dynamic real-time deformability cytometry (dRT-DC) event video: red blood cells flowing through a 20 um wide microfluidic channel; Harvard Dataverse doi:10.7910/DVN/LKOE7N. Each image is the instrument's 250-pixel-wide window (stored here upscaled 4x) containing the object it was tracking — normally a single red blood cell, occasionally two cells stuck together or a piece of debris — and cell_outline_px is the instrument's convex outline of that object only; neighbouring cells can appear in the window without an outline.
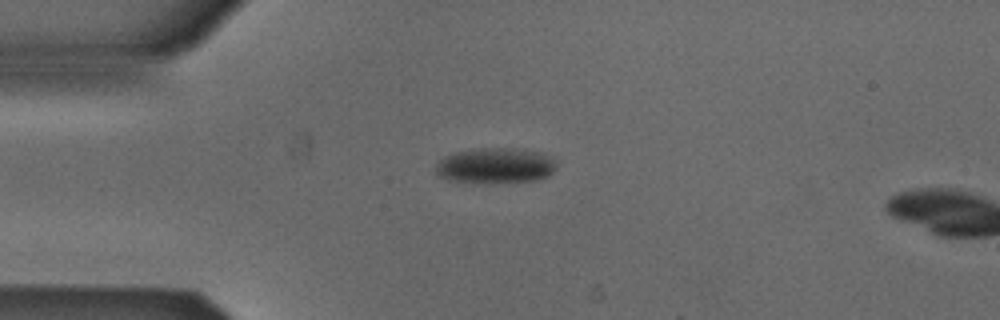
{"species": "Egyptian fruit bat (a non-hibernating species)", "species_latin": "Rousettus aegyptiacus", "temperature_condition": "cold", "stored_images_in_passage": 14, "camera_frame_rate_fps": 3000, "um_per_image_px": 0.085, "animal": {"sex": "male"}, "frame": {"image": 1, "passage_image": 12, "time_ms": 3.667, "image_size_px": [1000, 320], "cell_outline_px": [[556, 168], [548, 176], [536, 180], [492, 184], [488, 184], [452, 180], [440, 176], [436, 172], [436, 164], [444, 156], [456, 152], [480, 148], [524, 148], [540, 152], [556, 160]], "centroid_in_image_um": [42.15, 14.08], "position_along_channel_um": 42.9, "area_um2": 25.32}}